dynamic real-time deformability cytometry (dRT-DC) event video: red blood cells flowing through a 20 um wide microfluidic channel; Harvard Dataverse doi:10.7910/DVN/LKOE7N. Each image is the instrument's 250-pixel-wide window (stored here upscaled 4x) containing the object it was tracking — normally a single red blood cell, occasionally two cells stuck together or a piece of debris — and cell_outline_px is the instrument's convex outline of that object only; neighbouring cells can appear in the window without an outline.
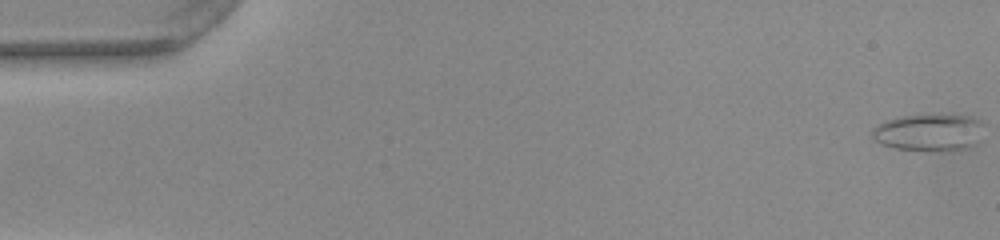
{"species": "common noctule bat (a hibernating species)", "species_latin": "Nyctalus noctula", "temperature_condition": "warm", "stored_images_in_passage": 50, "camera_frame_rate_fps": 3000, "um_per_image_px": 0.085, "animal": {"sex": "female", "body_mass_g": 22.0, "forearm_length_mm": 56.7}, "frame": {"image": 1, "passage_image": 1, "time_ms": 0.0, "image_size_px": [1000, 240], "cell_outline_px": [[984, 124], [972, 144], [968, 148], [892, 148], [880, 144], [872, 136], [872, 128], [876, 124], [884, 120], [900, 116], [972, 116], [984, 120]], "centroid_in_image_um": [78.88, 11.2], "position_along_channel_um": 6.1, "area_um2": 22.95}}
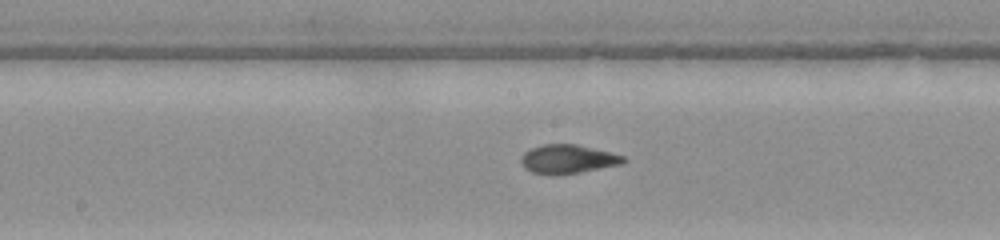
{"frame": {"image": 2, "passage_image": 27, "time_ms": 8.667, "image_size_px": [1000, 240], "cell_outline_px": [[628, 160], [620, 164], [580, 172], [532, 172], [524, 168], [520, 164], [520, 156], [524, 152], [532, 148], [544, 144], [576, 144], [624, 156]], "centroid_in_image_um": [48.24, 13.48], "position_along_channel_um": 200.0, "area_um2": 16.53}}
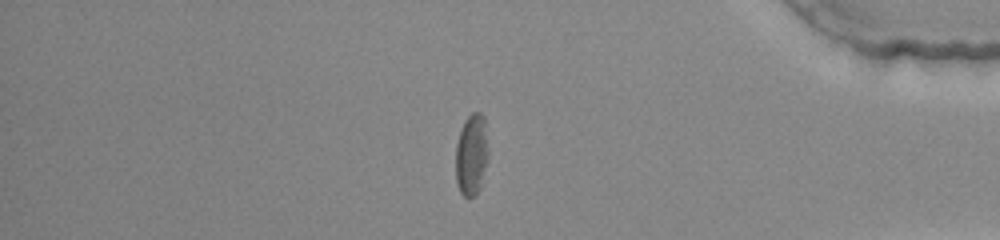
{"frame": {"image": 3, "passage_image": 44, "time_ms": 14.333, "image_size_px": [1000, 240], "cell_outline_px": [[488, 160], [480, 188], [468, 200], [460, 192], [456, 180], [456, 144], [464, 120], [472, 112], [480, 112], [484, 116], [488, 148]], "centroid_in_image_um": [40.09, 13.14], "position_along_channel_um": 395.1, "area_um2": 15.66}, "authors_computed_cell_mechanics": {"area_um2": 17.2822, "velocity_mm_per_s": 3.963, "shape_relaxation_time_tau1_ms": 6.2683, "shape_relaxation_time_tau2_ms": 2.3128, "deformation_change_tau1": 0.1798, "deformation_change_tau2": 0.104}}